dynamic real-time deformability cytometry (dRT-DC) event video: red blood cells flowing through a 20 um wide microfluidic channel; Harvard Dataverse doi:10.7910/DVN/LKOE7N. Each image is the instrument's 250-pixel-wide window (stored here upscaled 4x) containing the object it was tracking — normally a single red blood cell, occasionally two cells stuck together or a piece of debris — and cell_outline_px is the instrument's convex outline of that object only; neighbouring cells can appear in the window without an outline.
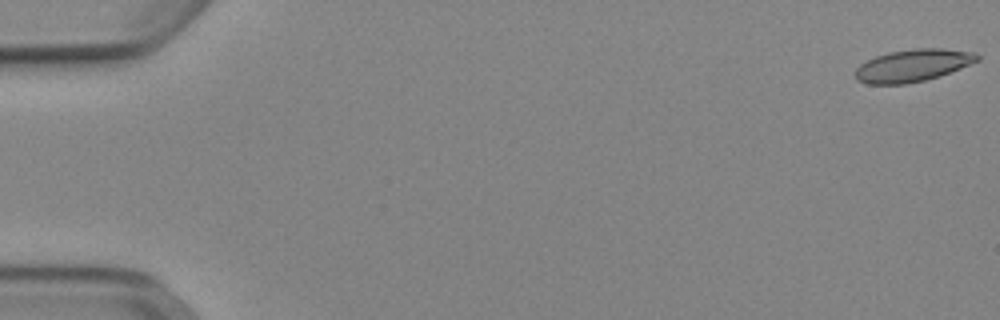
{"species": "Egyptian fruit bat (a non-hibernating species)", "species_latin": "Rousettus aegyptiacus", "temperature_condition": "cold", "stored_images_in_passage": 53, "camera_frame_rate_fps": 3000, "um_per_image_px": 0.085, "animal": {"sex": "female"}, "frame": {"image": 1, "passage_image": 1, "time_ms": 0.0, "image_size_px": [1000, 320], "cell_outline_px": [[980, 60], [940, 76], [908, 84], [868, 84], [856, 80], [856, 68], [860, 64], [876, 56], [888, 52], [916, 48], [940, 48], [976, 52], [980, 56]], "centroid_in_image_um": [77.6, 5.56], "position_along_channel_um": 7.4, "area_um2": 23.0}}
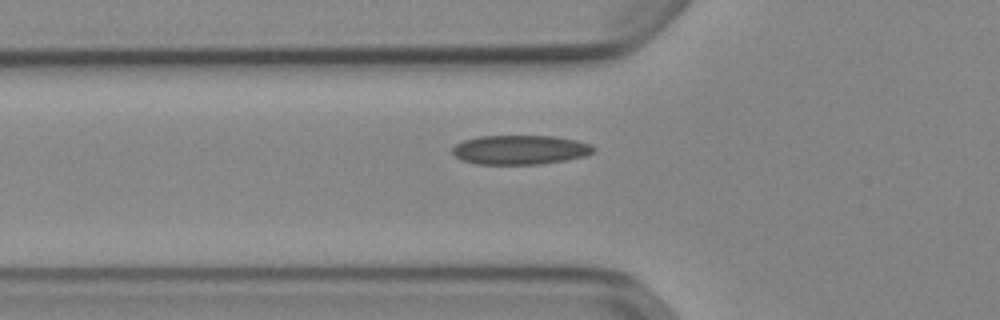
{"frame": {"image": 2, "passage_image": 19, "time_ms": 6.0, "image_size_px": [1000, 320], "cell_outline_px": [[596, 148], [592, 152], [584, 156], [564, 160], [540, 164], [476, 164], [460, 160], [452, 152], [452, 148], [456, 144], [464, 140], [480, 136], [552, 136], [576, 140], [592, 144]], "centroid_in_image_um": [44.19, 12.73], "position_along_channel_um": 81.6, "area_um2": 24.04}}
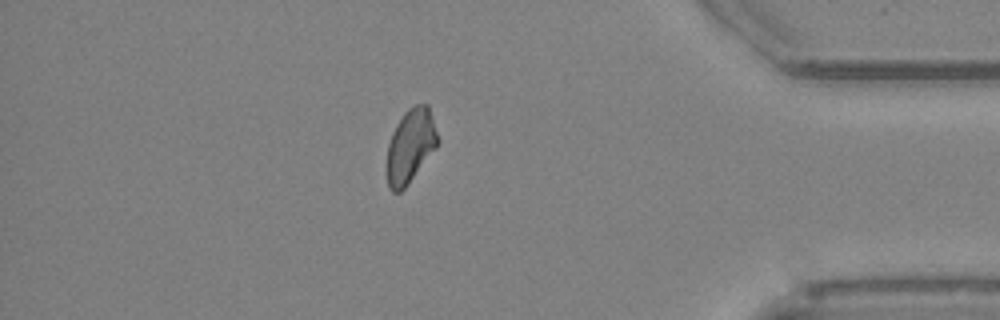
{"frame": {"image": 3, "passage_image": 46, "time_ms": 15.0, "image_size_px": [1000, 320], "cell_outline_px": [[440, 140], [436, 148], [408, 184], [400, 192], [392, 192], [388, 188], [388, 144], [392, 132], [396, 124], [404, 112], [408, 108], [416, 104], [428, 104]], "centroid_in_image_um": [34.91, 12.38], "position_along_channel_um": 400.3, "area_um2": 21.79}, "authors_computed_cell_mechanics": {"area_um2": 22.7732, "velocity_mm_per_s": 3.8926, "shape_relaxation_time_tau1_ms": null, "shape_relaxation_time_tau2_ms": 3.0542, "deformation_change_tau1": null, "deformation_change_tau2": 0.0883}}